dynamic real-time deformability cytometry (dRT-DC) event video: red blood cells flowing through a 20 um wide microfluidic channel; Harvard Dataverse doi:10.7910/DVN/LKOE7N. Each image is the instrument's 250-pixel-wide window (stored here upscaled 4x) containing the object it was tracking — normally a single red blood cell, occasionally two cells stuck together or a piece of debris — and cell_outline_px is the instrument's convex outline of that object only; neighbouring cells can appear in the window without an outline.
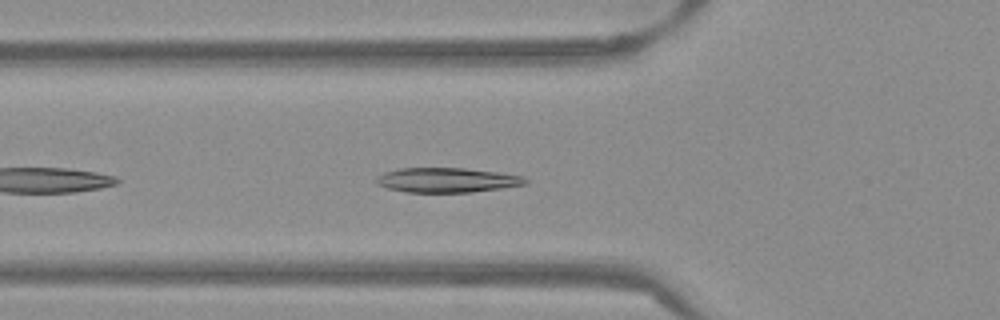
{"species": "Egyptian fruit bat (a non-hibernating species)", "species_latin": "Rousettus aegyptiacus", "temperature_condition": "warm", "stored_images_in_passage": 25, "camera_frame_rate_fps": 3000, "um_per_image_px": 0.085, "frame": {"image": 1, "passage_image": 5, "time_ms": 1.333, "image_size_px": [1000, 320], "cell_outline_px": [[528, 184], [472, 192], [404, 192], [388, 188], [376, 184], [376, 176], [384, 172], [400, 168], [464, 168], [500, 172], [524, 176], [528, 180]], "centroid_in_image_um": [38.0, 15.3], "position_along_channel_um": 87.8, "area_um2": 21.56}}
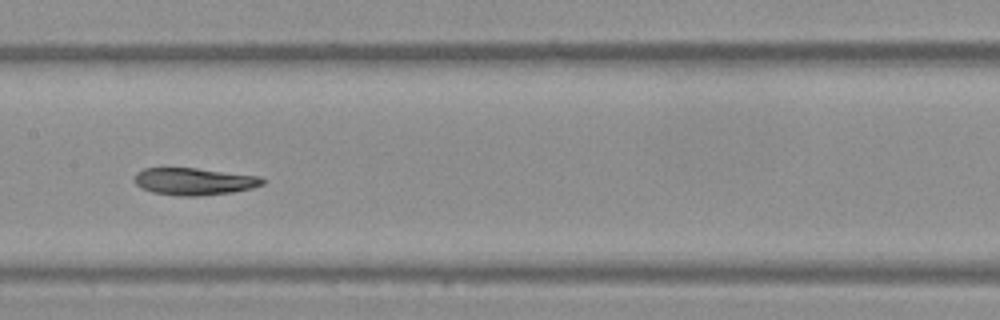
{"frame": {"image": 2, "passage_image": 13, "time_ms": 4.0, "image_size_px": [1000, 320], "cell_outline_px": [[264, 184], [252, 188], [232, 192], [200, 196], [176, 196], [152, 192], [140, 188], [132, 180], [132, 176], [136, 172], [144, 168], [196, 168], [260, 176], [264, 180]], "centroid_in_image_um": [16.44, 15.42], "position_along_channel_um": 191.0, "area_um2": 20.52}}
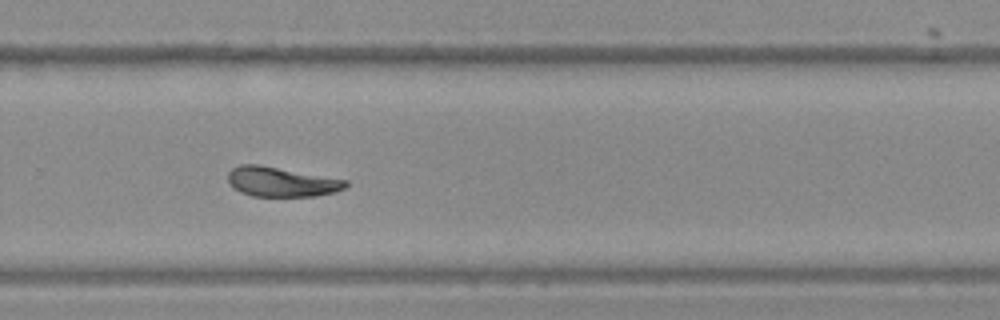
{"frame": {"image": 3, "passage_image": 22, "time_ms": 7.0, "image_size_px": [1000, 320], "cell_outline_px": [[348, 184], [344, 188], [336, 192], [316, 196], [252, 196], [240, 192], [228, 180], [228, 172], [232, 168], [240, 164], [260, 164], [348, 180]], "centroid_in_image_um": [23.93, 15.44], "position_along_channel_um": 305.9, "area_um2": 20.4}}